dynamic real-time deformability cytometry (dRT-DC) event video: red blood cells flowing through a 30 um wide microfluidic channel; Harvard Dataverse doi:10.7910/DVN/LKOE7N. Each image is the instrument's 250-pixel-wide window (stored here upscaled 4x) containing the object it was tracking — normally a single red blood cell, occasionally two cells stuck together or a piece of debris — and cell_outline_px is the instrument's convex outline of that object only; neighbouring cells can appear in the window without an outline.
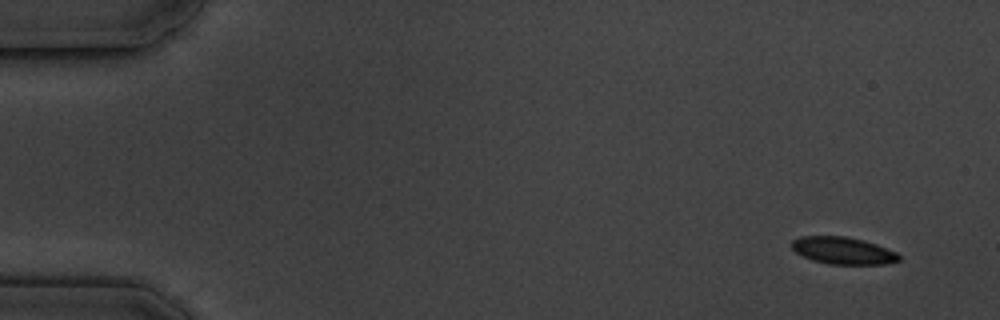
{"species": "common noctule bat (a hibernating species)", "species_latin": "Nyctalus noctula", "temperature_condition": "cold", "stored_images_in_passage": 6, "camera_frame_rate_fps": 3000, "um_per_image_px": 0.085, "animal": {"sex": "male", "body_mass_g": 19.5, "forearm_length_mm": 54.6}, "frame": {"image": 1, "passage_image": 1, "time_ms": 0.0, "image_size_px": [1000, 320], "cell_outline_px": [[900, 260], [884, 264], [828, 264], [812, 260], [796, 252], [792, 248], [792, 240], [800, 236], [844, 236], [864, 240], [876, 244], [896, 252], [900, 256]], "centroid_in_image_um": [71.65, 21.3], "position_along_channel_um": 13.4, "area_um2": 16.88}}
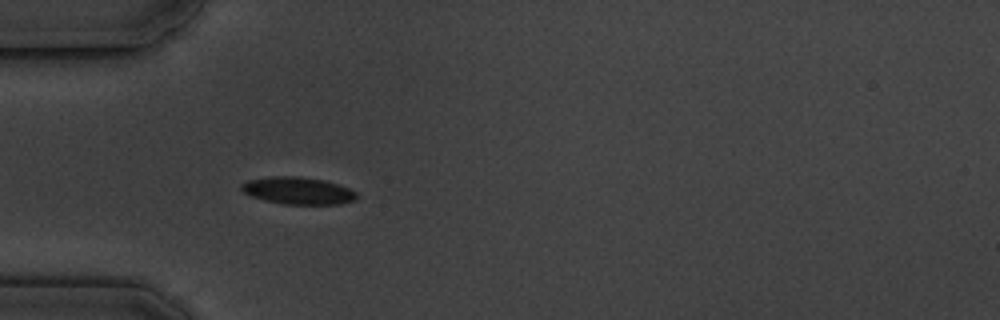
{"frame": {"image": 2, "passage_image": 5, "time_ms": 4.667, "image_size_px": [1000, 320], "cell_outline_px": [[356, 200], [340, 204], [284, 204], [264, 200], [252, 196], [244, 192], [240, 188], [240, 184], [248, 180], [272, 176], [296, 176], [324, 180], [340, 184], [356, 192]], "centroid_in_image_um": [25.33, 16.2], "position_along_channel_um": 59.7, "area_um2": 18.26}}